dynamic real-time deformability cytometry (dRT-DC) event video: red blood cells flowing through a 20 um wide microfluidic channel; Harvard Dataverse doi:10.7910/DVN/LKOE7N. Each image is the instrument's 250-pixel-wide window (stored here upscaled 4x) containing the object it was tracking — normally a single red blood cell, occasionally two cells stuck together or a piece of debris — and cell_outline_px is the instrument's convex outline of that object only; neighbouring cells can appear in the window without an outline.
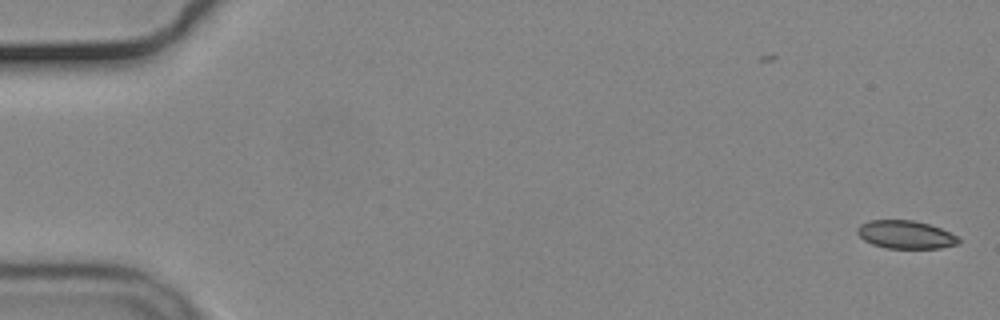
{"species": "common noctule bat (a hibernating species)", "species_latin": "Nyctalus noctula", "temperature_condition": "cold", "stored_images_in_passage": 55, "camera_frame_rate_fps": 3000, "um_per_image_px": 0.085, "animal": {"sex": "male", "body_mass_g": 19.2, "forearm_length_mm": 51.8}, "frame": {"image": 1, "passage_image": 1, "time_ms": 0.0, "image_size_px": [1000, 320], "cell_outline_px": [[960, 244], [940, 248], [888, 248], [872, 244], [864, 240], [856, 232], [856, 228], [860, 224], [868, 220], [912, 220], [928, 224], [940, 228], [956, 236], [960, 240]], "centroid_in_image_um": [76.95, 19.94], "position_along_channel_um": 8.0, "area_um2": 16.53}}
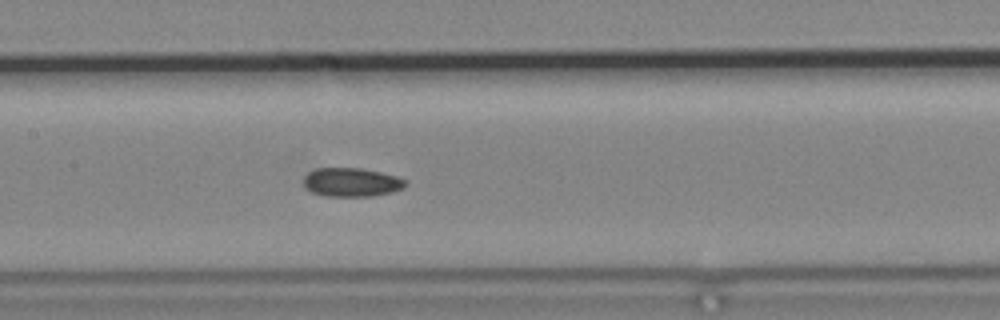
{"frame": {"image": 2, "passage_image": 27, "time_ms": 8.667, "image_size_px": [1000, 320], "cell_outline_px": [[408, 184], [404, 188], [392, 192], [372, 196], [324, 196], [312, 192], [304, 184], [304, 176], [308, 172], [316, 168], [360, 168], [380, 172], [396, 176], [408, 180]], "centroid_in_image_um": [29.91, 15.49], "position_along_channel_um": 177.5, "area_um2": 17.17}}
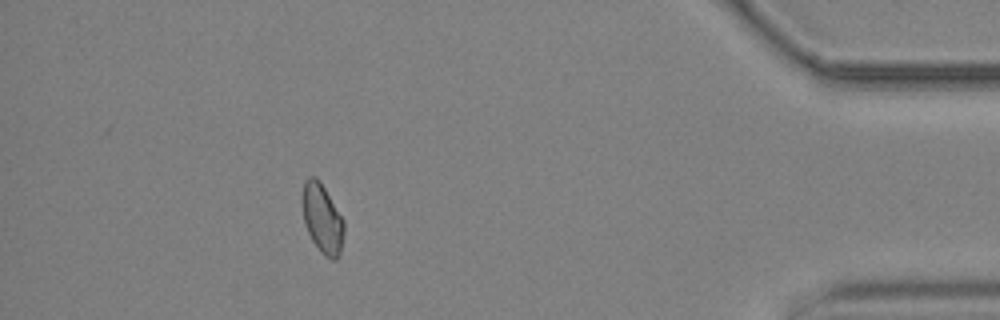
{"frame": {"image": 3, "passage_image": 50, "time_ms": 16.333, "image_size_px": [1000, 320], "cell_outline_px": [[344, 232], [340, 256], [336, 260], [332, 260], [312, 240], [308, 232], [304, 220], [300, 196], [304, 180], [308, 176], [316, 176], [320, 180], [344, 220]], "centroid_in_image_um": [27.38, 18.5], "position_along_channel_um": 407.8, "area_um2": 16.94}, "authors_computed_cell_mechanics": {"area_um2": 17.1088, "velocity_mm_per_s": 3.6947, "shape_relaxation_time_tau1_ms": null, "shape_relaxation_time_tau2_ms": 5.5064, "deformation_change_tau1": null, "deformation_change_tau2": 0.0855}}